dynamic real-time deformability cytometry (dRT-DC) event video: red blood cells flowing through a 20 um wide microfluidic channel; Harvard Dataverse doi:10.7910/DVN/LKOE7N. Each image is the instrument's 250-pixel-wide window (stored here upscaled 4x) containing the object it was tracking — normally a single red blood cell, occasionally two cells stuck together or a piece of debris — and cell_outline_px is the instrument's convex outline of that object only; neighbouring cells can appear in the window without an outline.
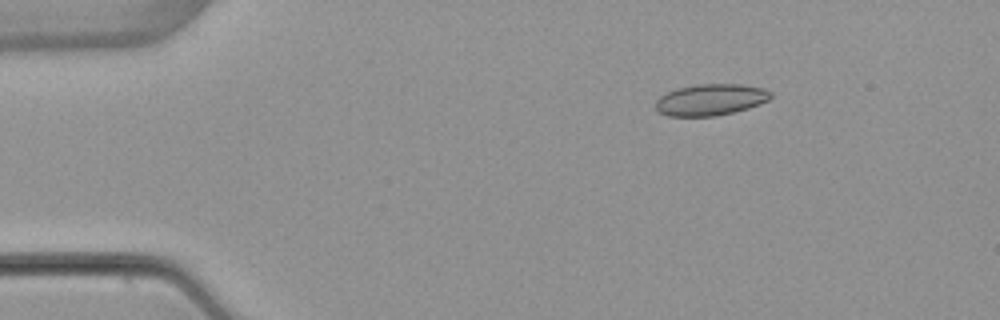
{"species": "common noctule bat (a hibernating species)", "species_latin": "Nyctalus noctula", "temperature_condition": "warm", "stored_images_in_passage": 3, "camera_frame_rate_fps": 3000, "um_per_image_px": 0.085, "animal": {"sex": "female", "body_mass_g": 22.7, "forearm_length_mm": 54.2}, "frame": {"image": 1, "passage_image": 1, "time_ms": 0.0, "image_size_px": [1000, 320], "cell_outline_px": [[772, 96], [768, 100], [760, 104], [748, 108], [716, 116], [668, 116], [660, 112], [656, 108], [656, 100], [660, 96], [676, 88], [696, 84], [740, 84], [764, 88], [772, 92]], "centroid_in_image_um": [60.41, 8.47], "position_along_channel_um": 24.6, "area_um2": 21.1}}
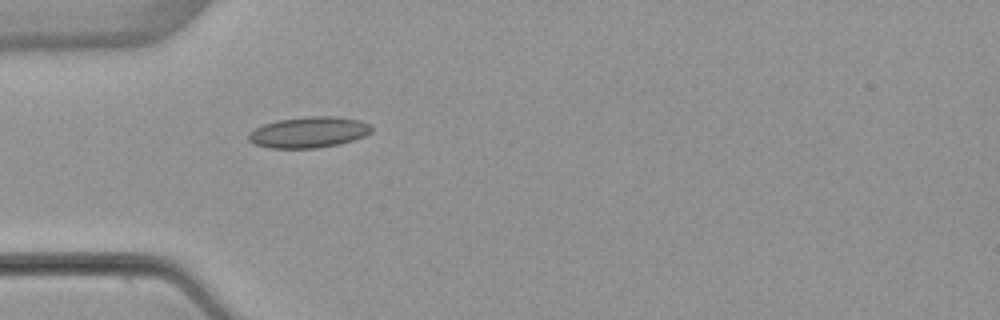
{"frame": {"image": 2, "passage_image": 3, "time_ms": 2.667, "image_size_px": [1000, 320], "cell_outline_px": [[372, 132], [364, 136], [340, 144], [316, 148], [268, 148], [256, 144], [248, 140], [248, 136], [256, 128], [264, 124], [280, 120], [304, 116], [336, 116], [360, 120], [368, 124], [372, 128]], "centroid_in_image_um": [26.27, 11.24], "position_along_channel_um": 58.7, "area_um2": 22.08}}